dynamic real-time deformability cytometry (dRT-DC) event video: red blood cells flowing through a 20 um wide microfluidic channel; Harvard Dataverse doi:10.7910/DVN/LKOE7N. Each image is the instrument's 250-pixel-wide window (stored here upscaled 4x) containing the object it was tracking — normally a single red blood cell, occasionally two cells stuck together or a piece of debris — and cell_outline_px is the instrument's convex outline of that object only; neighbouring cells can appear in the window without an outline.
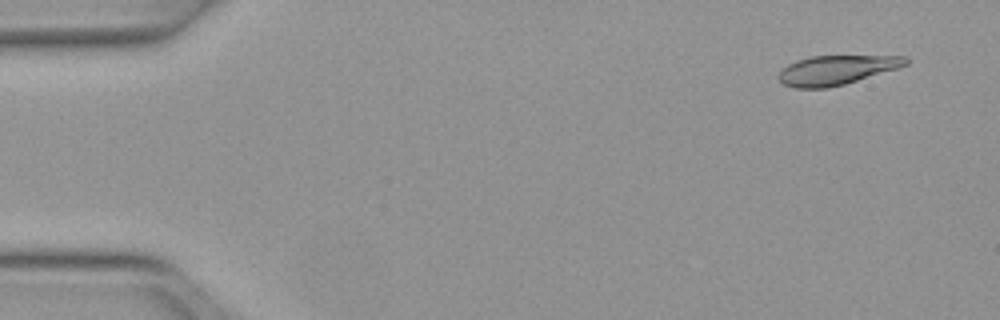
{"species": "Egyptian fruit bat (a non-hibernating species)", "species_latin": "Rousettus aegyptiacus", "temperature_condition": "warm", "stored_images_in_passage": 19, "camera_frame_rate_fps": 3000, "um_per_image_px": 0.085, "animal": {"sex": "female"}, "frame": {"image": 1, "passage_image": 3, "time_ms": 0.667, "image_size_px": [1000, 320], "cell_outline_px": [[908, 64], [896, 68], [844, 84], [828, 88], [796, 88], [784, 84], [776, 76], [788, 64], [796, 60], [812, 56], [908, 56]], "centroid_in_image_um": [71.07, 5.95], "position_along_channel_um": 13.9, "area_um2": 21.44}}
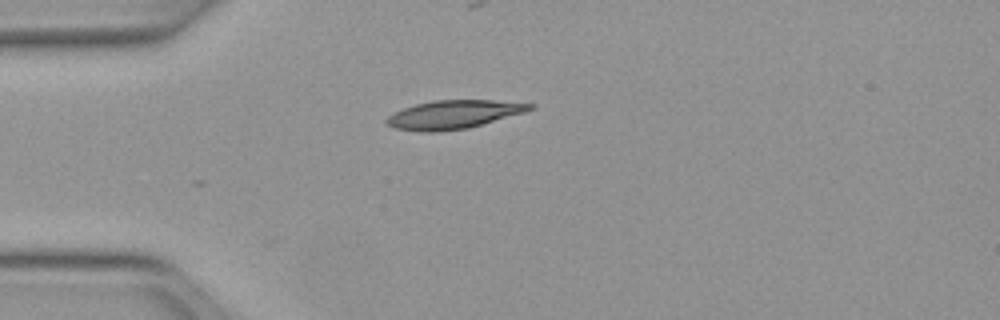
{"frame": {"image": 2, "passage_image": 13, "time_ms": 4.0, "image_size_px": [1000, 320], "cell_outline_px": [[536, 108], [524, 112], [468, 128], [436, 132], [420, 132], [396, 128], [388, 124], [384, 120], [388, 116], [404, 108], [416, 104], [432, 100], [492, 100], [536, 104]], "centroid_in_image_um": [38.57, 9.73], "position_along_channel_um": 46.4, "area_um2": 23.64}}